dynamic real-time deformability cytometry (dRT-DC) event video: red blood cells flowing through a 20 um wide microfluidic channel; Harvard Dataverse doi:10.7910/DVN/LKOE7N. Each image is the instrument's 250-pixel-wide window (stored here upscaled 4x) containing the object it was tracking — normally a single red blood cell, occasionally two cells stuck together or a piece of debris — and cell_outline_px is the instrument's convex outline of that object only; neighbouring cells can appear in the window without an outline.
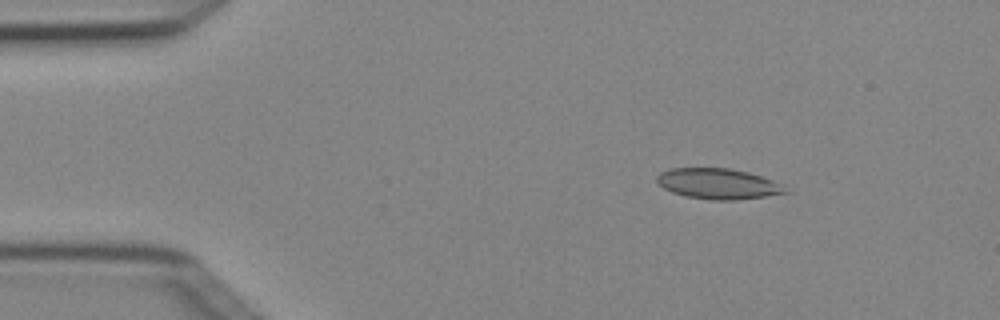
{"species": "Egyptian fruit bat (a non-hibernating species)", "species_latin": "Rousettus aegyptiacus", "temperature_condition": "cold", "stored_images_in_passage": 6, "camera_frame_rate_fps": 3000, "um_per_image_px": 0.085, "animal": {"sex": "female"}, "frame": {"image": 1, "passage_image": 1, "time_ms": 0.0, "image_size_px": [1000, 320], "cell_outline_px": [[792, 192], [736, 200], [712, 200], [684, 196], [672, 192], [664, 188], [656, 180], [656, 176], [660, 172], [668, 168], [728, 168], [748, 172], [772, 180], [780, 184]], "centroid_in_image_um": [61.02, 15.62], "position_along_channel_um": 24.0, "area_um2": 22.89}}
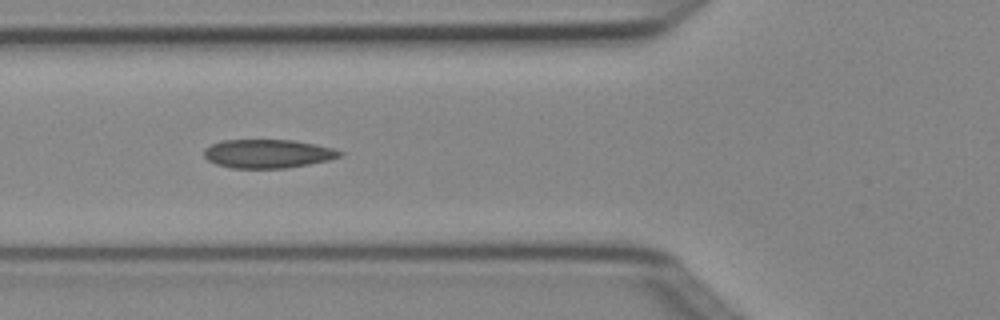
{"frame": {"image": 2, "passage_image": 4, "time_ms": 1.0, "image_size_px": [1000, 320], "cell_outline_px": [[344, 152], [340, 156], [328, 160], [308, 164], [284, 168], [232, 168], [216, 164], [208, 160], [204, 156], [204, 148], [220, 140], [292, 140], [316, 144], [332, 148]], "centroid_in_image_um": [22.74, 13.06], "position_along_channel_um": 103.1, "area_um2": 22.6}}
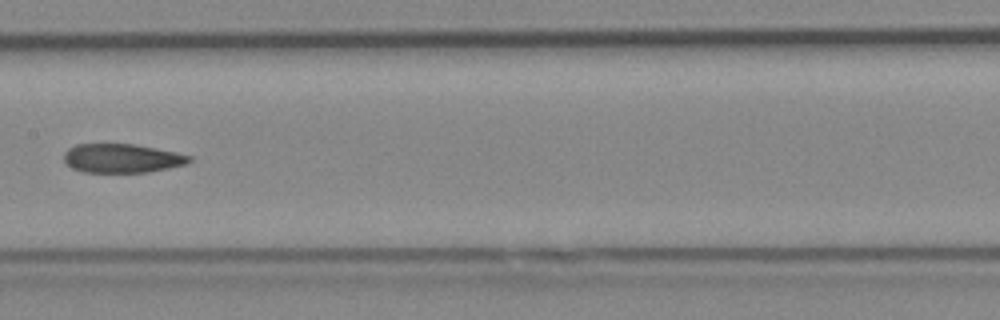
{"frame": {"image": 3, "passage_image": 6, "time_ms": 1.667, "image_size_px": [1000, 320], "cell_outline_px": [[192, 160], [188, 164], [148, 172], [84, 172], [72, 168], [64, 160], [64, 152], [68, 148], [76, 144], [136, 144], [176, 152], [192, 156]], "centroid_in_image_um": [10.39, 13.45], "position_along_channel_um": 197.0, "area_um2": 21.21}}